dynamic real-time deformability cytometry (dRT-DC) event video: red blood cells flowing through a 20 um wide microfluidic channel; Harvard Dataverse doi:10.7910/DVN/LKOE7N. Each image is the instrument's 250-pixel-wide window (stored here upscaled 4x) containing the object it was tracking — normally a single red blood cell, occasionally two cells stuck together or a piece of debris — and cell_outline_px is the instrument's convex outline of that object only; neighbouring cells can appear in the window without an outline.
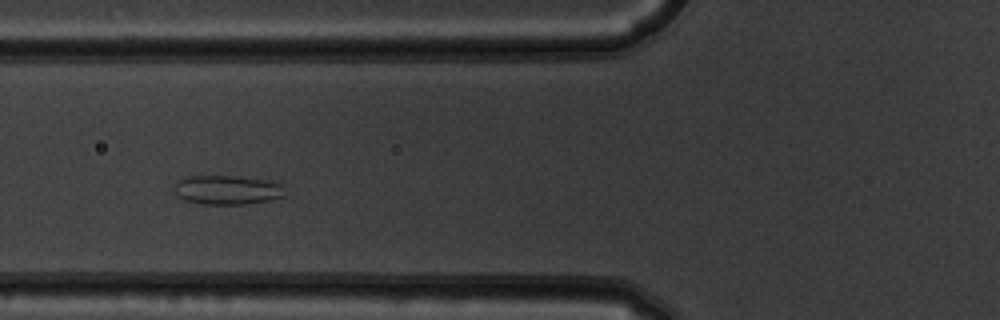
{"species": "common noctule bat (a hibernating species)", "species_latin": "Nyctalus noctula", "temperature_condition": "warm", "stored_images_in_passage": 7, "camera_frame_rate_fps": 3000, "um_per_image_px": 0.085, "animal": {"sex": "male", "body_mass_g": 19.5, "forearm_length_mm": 54.6}, "frame": {"image": 1, "passage_image": 4, "time_ms": 1.0, "image_size_px": [1000, 320], "cell_outline_px": [[284, 196], [268, 200], [244, 204], [204, 204], [184, 200], [176, 196], [172, 188], [172, 184], [176, 180], [184, 176], [236, 176], [272, 180], [284, 184]], "centroid_in_image_um": [19.26, 16.12], "position_along_channel_um": 106.5, "area_um2": 19.31}}
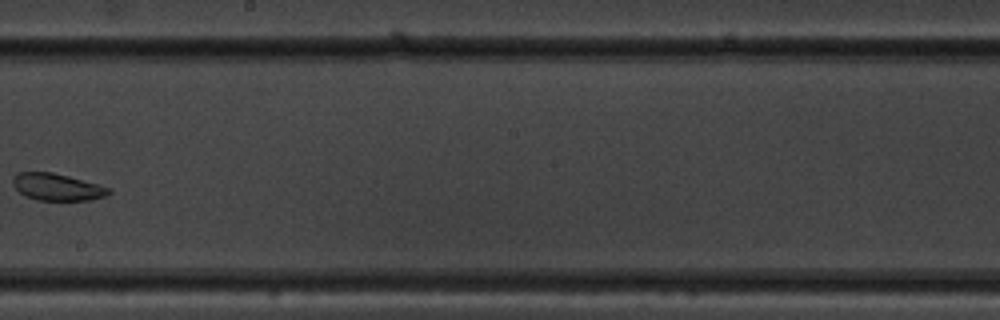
{"frame": {"image": 2, "passage_image": 7, "time_ms": 2.0, "image_size_px": [1000, 320], "cell_outline_px": [[112, 192], [104, 196], [88, 200], [36, 200], [24, 196], [12, 184], [12, 180], [16, 172], [52, 172], [68, 176], [112, 188]], "centroid_in_image_um": [4.84, 15.89], "position_along_channel_um": 243.4, "area_um2": 15.09}}